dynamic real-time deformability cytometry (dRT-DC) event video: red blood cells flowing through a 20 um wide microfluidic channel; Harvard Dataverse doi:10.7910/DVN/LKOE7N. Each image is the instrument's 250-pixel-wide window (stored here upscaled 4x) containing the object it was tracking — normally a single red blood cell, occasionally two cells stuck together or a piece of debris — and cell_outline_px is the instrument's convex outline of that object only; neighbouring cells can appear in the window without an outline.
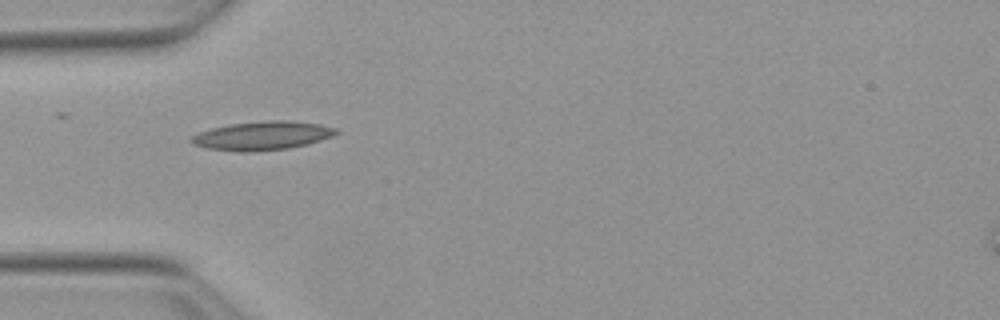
{"species": "Egyptian fruit bat (a non-hibernating species)", "species_latin": "Rousettus aegyptiacus", "temperature_condition": "warm", "stored_images_in_passage": 4, "camera_frame_rate_fps": 3000, "um_per_image_px": 0.085, "animal": {"sex": "female"}, "frame": {"image": 1, "passage_image": 1, "time_ms": 0.0, "image_size_px": [1000, 320], "cell_outline_px": [[340, 132], [332, 136], [320, 140], [288, 148], [252, 152], [240, 152], [208, 148], [192, 144], [188, 140], [192, 136], [200, 132], [212, 128], [228, 124], [268, 120], [288, 120], [320, 124], [336, 128]], "centroid_in_image_um": [22.27, 11.53], "position_along_channel_um": 62.7, "area_um2": 24.16}}